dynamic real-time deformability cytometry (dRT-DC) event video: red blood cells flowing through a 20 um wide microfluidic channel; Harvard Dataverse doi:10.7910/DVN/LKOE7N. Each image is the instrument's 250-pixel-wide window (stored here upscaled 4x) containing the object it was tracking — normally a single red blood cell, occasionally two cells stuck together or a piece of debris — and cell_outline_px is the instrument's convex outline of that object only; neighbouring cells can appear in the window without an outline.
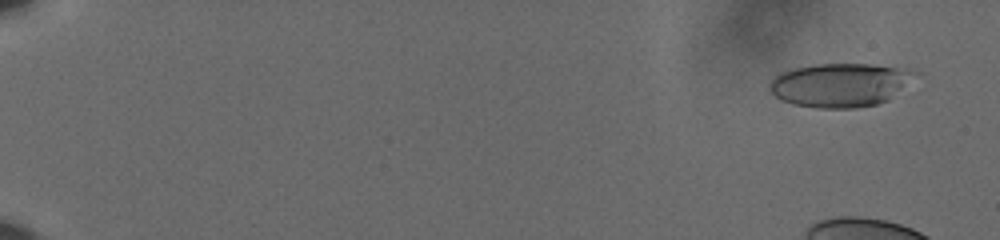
{"species": "human", "species_latin": "Homo sapiens", "temperature_condition": "cold", "stored_images_in_passage": 15, "camera_frame_rate_fps": 3000, "um_per_image_px": 0.085, "donor": {"sex": "male"}, "frame": {"image": 1, "passage_image": 3, "time_ms": 0.667, "image_size_px": [1000, 240], "cell_outline_px": [[920, 72], [888, 100], [876, 104], [856, 108], [816, 108], [792, 104], [776, 96], [772, 92], [768, 84], [780, 72], [792, 68], [816, 64], [872, 64], [912, 68]], "centroid_in_image_um": [71.44, 7.2], "position_along_channel_um": 13.6, "area_um2": 37.17}}